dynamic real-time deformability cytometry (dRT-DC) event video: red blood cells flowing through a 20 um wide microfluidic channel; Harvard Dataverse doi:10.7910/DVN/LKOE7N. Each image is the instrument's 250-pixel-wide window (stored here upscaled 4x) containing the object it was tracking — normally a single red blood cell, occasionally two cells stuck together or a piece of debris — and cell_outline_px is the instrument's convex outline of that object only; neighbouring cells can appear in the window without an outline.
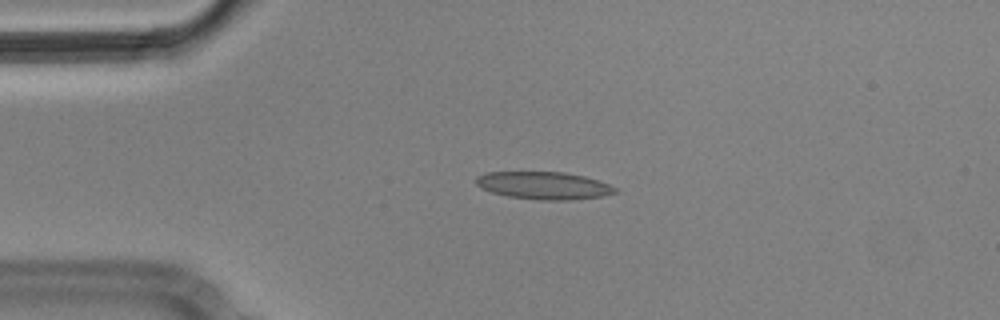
{"species": "Egyptian fruit bat (a non-hibernating species)", "species_latin": "Rousettus aegyptiacus", "temperature_condition": "cold", "stored_images_in_passage": 2, "camera_frame_rate_fps": 3000, "um_per_image_px": 0.085, "animal": {"sex": "male"}, "frame": {"image": 1, "passage_image": 2, "time_ms": 0.333, "image_size_px": [1000, 320], "cell_outline_px": [[616, 192], [604, 196], [572, 200], [536, 200], [508, 196], [492, 192], [480, 188], [476, 184], [476, 176], [484, 172], [564, 172], [584, 176], [608, 184], [616, 188]], "centroid_in_image_um": [46.19, 15.77], "position_along_channel_um": 38.8, "area_um2": 22.37}}